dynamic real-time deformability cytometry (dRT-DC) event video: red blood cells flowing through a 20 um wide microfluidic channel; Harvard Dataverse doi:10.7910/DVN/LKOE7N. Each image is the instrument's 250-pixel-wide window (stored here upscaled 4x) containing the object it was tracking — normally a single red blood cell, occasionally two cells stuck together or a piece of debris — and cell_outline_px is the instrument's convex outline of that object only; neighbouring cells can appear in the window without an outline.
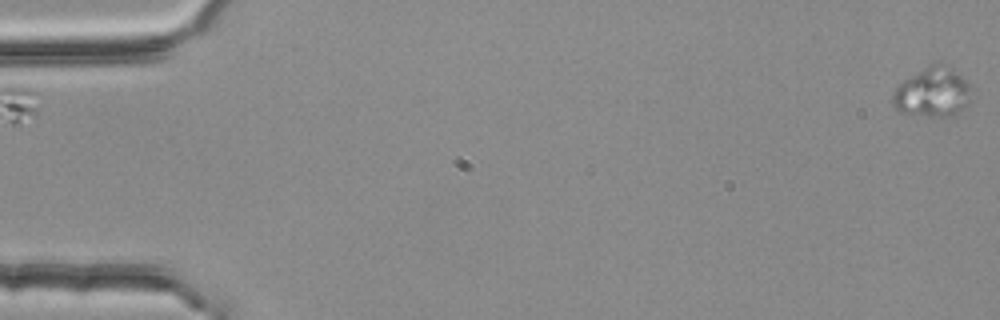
{"species": "common noctule bat (a hibernating species)", "species_latin": "Nyctalus noctula", "temperature_condition": "room temperature", "stored_images_in_passage": 2, "segment_of_instrument_passage": [2, 2], "camera_frame_rate_fps": 3000, "um_per_image_px": 0.085, "animal": {"sex": "female", "body_mass_g": 25.1}, "frame": {"image": 1, "passage_image": 2, "time_ms": 0.333, "image_size_px": [1000, 320], "cell_outline_px": [[972, 100], [968, 104], [956, 112], [940, 116], [928, 116], [900, 112], [892, 104], [892, 96], [896, 88], [904, 80], [928, 64], [944, 64], [956, 72], [968, 84]], "centroid_in_image_um": [79.24, 7.84], "position_along_channel_um": 5.8, "area_um2": 22.14}}